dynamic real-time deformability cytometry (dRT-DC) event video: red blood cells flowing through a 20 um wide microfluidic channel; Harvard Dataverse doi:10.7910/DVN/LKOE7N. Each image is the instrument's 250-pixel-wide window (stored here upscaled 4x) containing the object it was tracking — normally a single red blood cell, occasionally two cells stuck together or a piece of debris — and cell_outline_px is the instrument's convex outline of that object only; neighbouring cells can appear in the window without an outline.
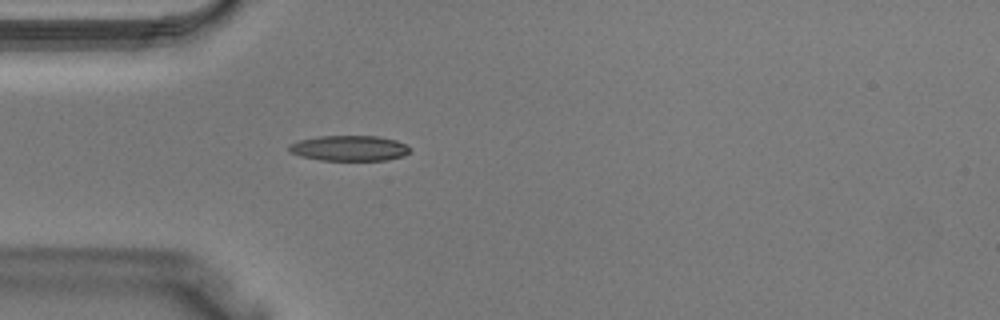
{"species": "Egyptian fruit bat (a non-hibernating species)", "species_latin": "Rousettus aegyptiacus", "temperature_condition": "warm", "stored_images_in_passage": 38, "camera_frame_rate_fps": 3000, "um_per_image_px": 0.085, "animal": {"sex": "male"}, "frame": {"image": 1, "passage_image": 10, "time_ms": 3.0, "image_size_px": [1000, 320], "cell_outline_px": [[412, 148], [404, 156], [388, 160], [320, 160], [300, 156], [288, 152], [288, 144], [300, 140], [320, 136], [380, 136], [396, 140]], "centroid_in_image_um": [29.68, 12.6], "position_along_channel_um": 55.3, "area_um2": 18.03}}
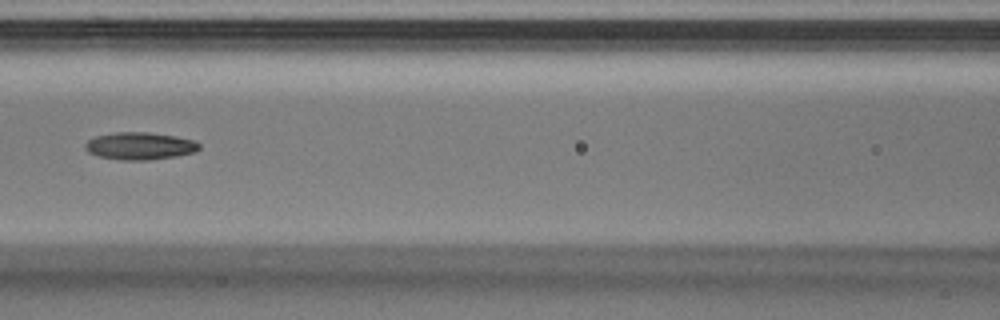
{"frame": {"image": 2, "passage_image": 16, "time_ms": 5.0, "image_size_px": [1000, 320], "cell_outline_px": [[200, 148], [196, 152], [176, 156], [148, 160], [124, 160], [100, 156], [88, 152], [84, 148], [84, 144], [88, 140], [96, 136], [116, 132], [148, 132], [176, 136], [196, 140], [200, 144]], "centroid_in_image_um": [11.92, 12.4], "position_along_channel_um": 154.7, "area_um2": 18.26}}
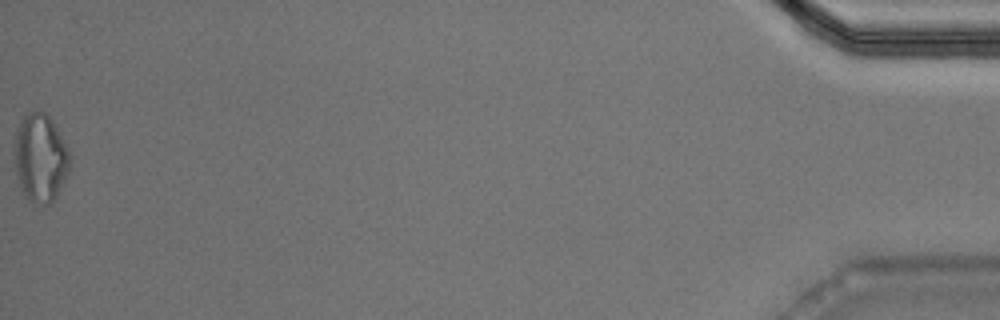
{"frame": {"image": 3, "passage_image": 38, "time_ms": 12.333, "image_size_px": [1000, 320], "cell_outline_px": [[72, 156], [68, 172], [56, 196], [48, 204], [44, 204], [28, 200], [24, 196], [16, 172], [12, 152], [12, 148], [16, 128], [20, 120], [28, 112], [44, 112], [52, 120]], "centroid_in_image_um": [3.4, 13.39], "position_along_channel_um": 431.8, "area_um2": 28.67}}